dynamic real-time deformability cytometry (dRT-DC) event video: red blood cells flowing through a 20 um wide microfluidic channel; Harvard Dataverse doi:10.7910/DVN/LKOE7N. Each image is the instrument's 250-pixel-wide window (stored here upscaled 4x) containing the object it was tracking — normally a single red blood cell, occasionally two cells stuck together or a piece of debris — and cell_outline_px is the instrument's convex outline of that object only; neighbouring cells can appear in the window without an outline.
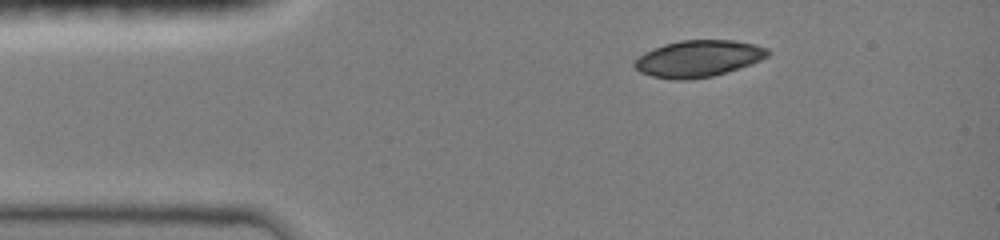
{"species": "common noctule bat (a hibernating species)", "species_latin": "Nyctalus noctula", "temperature_condition": "room temperature", "stored_images_in_passage": 17, "camera_frame_rate_fps": 3000, "um_per_image_px": 0.085, "animal": {"sex": "female", "body_mass_g": 19.0, "forearm_length_mm": 51.5}, "frame": {"image": 1, "passage_image": 1, "time_ms": 0.0, "image_size_px": [1000, 240], "cell_outline_px": [[768, 56], [760, 60], [712, 76], [684, 80], [676, 80], [652, 76], [640, 72], [632, 64], [644, 52], [664, 44], [680, 40], [736, 40], [756, 44], [768, 48]], "centroid_in_image_um": [59.34, 4.96], "position_along_channel_um": 25.7, "area_um2": 28.15}}
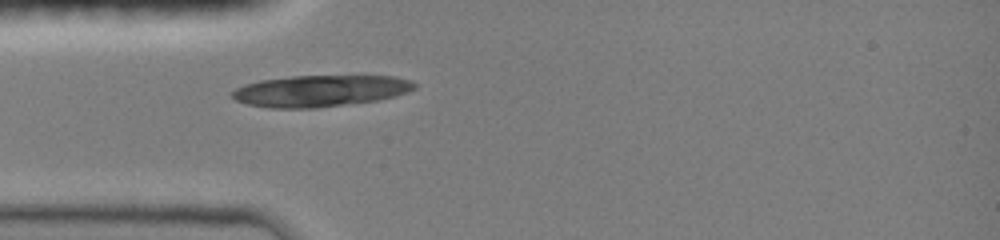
{"frame": {"image": 2, "passage_image": 5, "time_ms": 2.0, "image_size_px": [1000, 240], "cell_outline_px": [[416, 88], [396, 96], [376, 100], [316, 108], [268, 108], [248, 104], [236, 100], [232, 96], [232, 92], [236, 88], [244, 84], [260, 80], [292, 76], [392, 76], [412, 80], [416, 84]], "centroid_in_image_um": [27.22, 7.72], "position_along_channel_um": 57.8, "area_um2": 33.35}}